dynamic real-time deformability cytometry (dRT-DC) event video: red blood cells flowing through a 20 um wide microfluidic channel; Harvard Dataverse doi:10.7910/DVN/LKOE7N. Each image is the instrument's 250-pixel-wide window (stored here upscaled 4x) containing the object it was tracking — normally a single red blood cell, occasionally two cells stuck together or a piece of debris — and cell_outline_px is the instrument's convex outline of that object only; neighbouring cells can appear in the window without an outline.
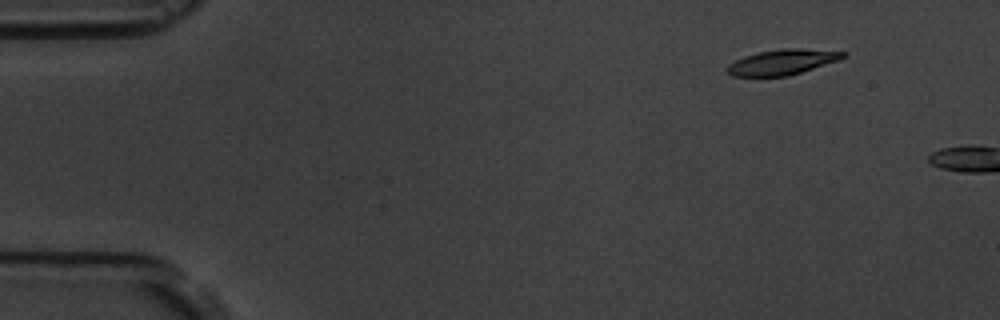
{"species": "common noctule bat (a hibernating species)", "species_latin": "Nyctalus noctula", "temperature_condition": "room temperature", "stored_images_in_passage": 4, "camera_frame_rate_fps": 3000, "um_per_image_px": 0.085, "animal": {"sex": "male", "body_mass_g": 19.5, "forearm_length_mm": 54.6}, "frame": {"image": 1, "passage_image": 1, "time_ms": 0.0, "image_size_px": [1000, 320], "cell_outline_px": [[848, 52], [840, 60], [788, 76], [732, 76], [724, 68], [728, 64], [744, 56], [756, 52], [784, 48], [800, 48]], "centroid_in_image_um": [66.48, 5.27], "position_along_channel_um": 18.5, "area_um2": 17.17}}